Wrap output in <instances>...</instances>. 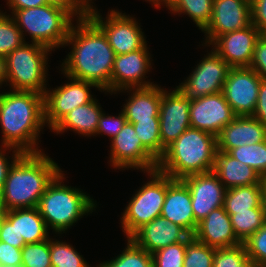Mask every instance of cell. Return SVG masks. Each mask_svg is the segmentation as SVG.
Segmentation results:
<instances>
[{
	"label": "cell",
	"instance_id": "cell-5",
	"mask_svg": "<svg viewBox=\"0 0 266 267\" xmlns=\"http://www.w3.org/2000/svg\"><path fill=\"white\" fill-rule=\"evenodd\" d=\"M64 180L65 175L61 170L48 184L37 205L48 229H53L58 235L66 233L71 226L97 207L96 201L89 194L79 188L65 185Z\"/></svg>",
	"mask_w": 266,
	"mask_h": 267
},
{
	"label": "cell",
	"instance_id": "cell-51",
	"mask_svg": "<svg viewBox=\"0 0 266 267\" xmlns=\"http://www.w3.org/2000/svg\"><path fill=\"white\" fill-rule=\"evenodd\" d=\"M5 84L4 58L0 56V87Z\"/></svg>",
	"mask_w": 266,
	"mask_h": 267
},
{
	"label": "cell",
	"instance_id": "cell-4",
	"mask_svg": "<svg viewBox=\"0 0 266 267\" xmlns=\"http://www.w3.org/2000/svg\"><path fill=\"white\" fill-rule=\"evenodd\" d=\"M217 137L209 132L188 128L170 144L157 169L173 179L213 171Z\"/></svg>",
	"mask_w": 266,
	"mask_h": 267
},
{
	"label": "cell",
	"instance_id": "cell-54",
	"mask_svg": "<svg viewBox=\"0 0 266 267\" xmlns=\"http://www.w3.org/2000/svg\"><path fill=\"white\" fill-rule=\"evenodd\" d=\"M3 218H4V210L0 209V226H1Z\"/></svg>",
	"mask_w": 266,
	"mask_h": 267
},
{
	"label": "cell",
	"instance_id": "cell-33",
	"mask_svg": "<svg viewBox=\"0 0 266 267\" xmlns=\"http://www.w3.org/2000/svg\"><path fill=\"white\" fill-rule=\"evenodd\" d=\"M50 259L52 267H91L71 244L53 238H50Z\"/></svg>",
	"mask_w": 266,
	"mask_h": 267
},
{
	"label": "cell",
	"instance_id": "cell-50",
	"mask_svg": "<svg viewBox=\"0 0 266 267\" xmlns=\"http://www.w3.org/2000/svg\"><path fill=\"white\" fill-rule=\"evenodd\" d=\"M87 13L95 10L92 0H75Z\"/></svg>",
	"mask_w": 266,
	"mask_h": 267
},
{
	"label": "cell",
	"instance_id": "cell-47",
	"mask_svg": "<svg viewBox=\"0 0 266 267\" xmlns=\"http://www.w3.org/2000/svg\"><path fill=\"white\" fill-rule=\"evenodd\" d=\"M47 5L55 6L66 11L73 19L88 17V13L75 0H45Z\"/></svg>",
	"mask_w": 266,
	"mask_h": 267
},
{
	"label": "cell",
	"instance_id": "cell-24",
	"mask_svg": "<svg viewBox=\"0 0 266 267\" xmlns=\"http://www.w3.org/2000/svg\"><path fill=\"white\" fill-rule=\"evenodd\" d=\"M124 91L128 93L133 91L121 108L127 122L133 124L138 121L159 119L162 88L158 84L149 87L128 88L120 92Z\"/></svg>",
	"mask_w": 266,
	"mask_h": 267
},
{
	"label": "cell",
	"instance_id": "cell-40",
	"mask_svg": "<svg viewBox=\"0 0 266 267\" xmlns=\"http://www.w3.org/2000/svg\"><path fill=\"white\" fill-rule=\"evenodd\" d=\"M243 244L252 264L255 267H266V223Z\"/></svg>",
	"mask_w": 266,
	"mask_h": 267
},
{
	"label": "cell",
	"instance_id": "cell-12",
	"mask_svg": "<svg viewBox=\"0 0 266 267\" xmlns=\"http://www.w3.org/2000/svg\"><path fill=\"white\" fill-rule=\"evenodd\" d=\"M230 68L212 49L177 87L190 99L220 93Z\"/></svg>",
	"mask_w": 266,
	"mask_h": 267
},
{
	"label": "cell",
	"instance_id": "cell-16",
	"mask_svg": "<svg viewBox=\"0 0 266 267\" xmlns=\"http://www.w3.org/2000/svg\"><path fill=\"white\" fill-rule=\"evenodd\" d=\"M151 56L147 43L136 51L116 55L111 72L110 94H117L119 91L128 88H141L153 86V82L145 81L150 72Z\"/></svg>",
	"mask_w": 266,
	"mask_h": 267
},
{
	"label": "cell",
	"instance_id": "cell-29",
	"mask_svg": "<svg viewBox=\"0 0 266 267\" xmlns=\"http://www.w3.org/2000/svg\"><path fill=\"white\" fill-rule=\"evenodd\" d=\"M236 237L243 243L266 223L264 204L229 215Z\"/></svg>",
	"mask_w": 266,
	"mask_h": 267
},
{
	"label": "cell",
	"instance_id": "cell-52",
	"mask_svg": "<svg viewBox=\"0 0 266 267\" xmlns=\"http://www.w3.org/2000/svg\"><path fill=\"white\" fill-rule=\"evenodd\" d=\"M175 0H157V8H160L161 5L168 8Z\"/></svg>",
	"mask_w": 266,
	"mask_h": 267
},
{
	"label": "cell",
	"instance_id": "cell-11",
	"mask_svg": "<svg viewBox=\"0 0 266 267\" xmlns=\"http://www.w3.org/2000/svg\"><path fill=\"white\" fill-rule=\"evenodd\" d=\"M110 149V166L118 170L132 168L145 173L158 167L159 161L142 145L132 123L126 122L121 131L111 139Z\"/></svg>",
	"mask_w": 266,
	"mask_h": 267
},
{
	"label": "cell",
	"instance_id": "cell-46",
	"mask_svg": "<svg viewBox=\"0 0 266 267\" xmlns=\"http://www.w3.org/2000/svg\"><path fill=\"white\" fill-rule=\"evenodd\" d=\"M252 24L260 31L266 34V0H250Z\"/></svg>",
	"mask_w": 266,
	"mask_h": 267
},
{
	"label": "cell",
	"instance_id": "cell-45",
	"mask_svg": "<svg viewBox=\"0 0 266 267\" xmlns=\"http://www.w3.org/2000/svg\"><path fill=\"white\" fill-rule=\"evenodd\" d=\"M7 150L9 151L13 150L11 159L7 157L8 155L5 154ZM22 154L23 153L19 151L18 149H15L10 146L1 145L0 147V192L3 188L4 182L7 178V174H8L10 167ZM9 160H11V162Z\"/></svg>",
	"mask_w": 266,
	"mask_h": 267
},
{
	"label": "cell",
	"instance_id": "cell-49",
	"mask_svg": "<svg viewBox=\"0 0 266 267\" xmlns=\"http://www.w3.org/2000/svg\"><path fill=\"white\" fill-rule=\"evenodd\" d=\"M9 6V9L12 10L13 13L16 10L20 9H28L35 8L39 6L46 5L45 0H7L6 3Z\"/></svg>",
	"mask_w": 266,
	"mask_h": 267
},
{
	"label": "cell",
	"instance_id": "cell-22",
	"mask_svg": "<svg viewBox=\"0 0 266 267\" xmlns=\"http://www.w3.org/2000/svg\"><path fill=\"white\" fill-rule=\"evenodd\" d=\"M192 236L216 249L234 247L242 243L236 237L230 216L223 206L214 209L201 220Z\"/></svg>",
	"mask_w": 266,
	"mask_h": 267
},
{
	"label": "cell",
	"instance_id": "cell-17",
	"mask_svg": "<svg viewBox=\"0 0 266 267\" xmlns=\"http://www.w3.org/2000/svg\"><path fill=\"white\" fill-rule=\"evenodd\" d=\"M191 128L209 132L216 137L235 117L222 92L190 99Z\"/></svg>",
	"mask_w": 266,
	"mask_h": 267
},
{
	"label": "cell",
	"instance_id": "cell-6",
	"mask_svg": "<svg viewBox=\"0 0 266 267\" xmlns=\"http://www.w3.org/2000/svg\"><path fill=\"white\" fill-rule=\"evenodd\" d=\"M51 51L41 44L24 42L9 53L4 58V75L10 90L34 91L44 95L48 80L47 60Z\"/></svg>",
	"mask_w": 266,
	"mask_h": 267
},
{
	"label": "cell",
	"instance_id": "cell-34",
	"mask_svg": "<svg viewBox=\"0 0 266 267\" xmlns=\"http://www.w3.org/2000/svg\"><path fill=\"white\" fill-rule=\"evenodd\" d=\"M24 42L26 41L12 16L0 10V56L5 58Z\"/></svg>",
	"mask_w": 266,
	"mask_h": 267
},
{
	"label": "cell",
	"instance_id": "cell-2",
	"mask_svg": "<svg viewBox=\"0 0 266 267\" xmlns=\"http://www.w3.org/2000/svg\"><path fill=\"white\" fill-rule=\"evenodd\" d=\"M2 145L22 153H40L38 142L44 129V95L34 91L0 93Z\"/></svg>",
	"mask_w": 266,
	"mask_h": 267
},
{
	"label": "cell",
	"instance_id": "cell-8",
	"mask_svg": "<svg viewBox=\"0 0 266 267\" xmlns=\"http://www.w3.org/2000/svg\"><path fill=\"white\" fill-rule=\"evenodd\" d=\"M146 173L151 180L132 195L122 213L120 222L126 238H130L143 225L159 217L162 211L168 188V175L158 169Z\"/></svg>",
	"mask_w": 266,
	"mask_h": 267
},
{
	"label": "cell",
	"instance_id": "cell-26",
	"mask_svg": "<svg viewBox=\"0 0 266 267\" xmlns=\"http://www.w3.org/2000/svg\"><path fill=\"white\" fill-rule=\"evenodd\" d=\"M98 100L94 99L88 103L80 105L67 113L51 130L62 134L67 130L81 134L83 137L95 136L98 122L103 113Z\"/></svg>",
	"mask_w": 266,
	"mask_h": 267
},
{
	"label": "cell",
	"instance_id": "cell-19",
	"mask_svg": "<svg viewBox=\"0 0 266 267\" xmlns=\"http://www.w3.org/2000/svg\"><path fill=\"white\" fill-rule=\"evenodd\" d=\"M181 180L191 193L192 209L197 223L211 211L224 205L226 188L213 171L189 175Z\"/></svg>",
	"mask_w": 266,
	"mask_h": 267
},
{
	"label": "cell",
	"instance_id": "cell-14",
	"mask_svg": "<svg viewBox=\"0 0 266 267\" xmlns=\"http://www.w3.org/2000/svg\"><path fill=\"white\" fill-rule=\"evenodd\" d=\"M261 77L250 67L230 68L222 93L236 116H252Z\"/></svg>",
	"mask_w": 266,
	"mask_h": 267
},
{
	"label": "cell",
	"instance_id": "cell-10",
	"mask_svg": "<svg viewBox=\"0 0 266 267\" xmlns=\"http://www.w3.org/2000/svg\"><path fill=\"white\" fill-rule=\"evenodd\" d=\"M64 76L70 81L54 89L46 88L44 93V118L49 129L74 108L90 103L94 99L90 89L98 88L94 83Z\"/></svg>",
	"mask_w": 266,
	"mask_h": 267
},
{
	"label": "cell",
	"instance_id": "cell-1",
	"mask_svg": "<svg viewBox=\"0 0 266 267\" xmlns=\"http://www.w3.org/2000/svg\"><path fill=\"white\" fill-rule=\"evenodd\" d=\"M72 23L65 46L72 45L61 65V72L71 78L94 83L99 91L110 94L115 53L103 31L89 18Z\"/></svg>",
	"mask_w": 266,
	"mask_h": 267
},
{
	"label": "cell",
	"instance_id": "cell-3",
	"mask_svg": "<svg viewBox=\"0 0 266 267\" xmlns=\"http://www.w3.org/2000/svg\"><path fill=\"white\" fill-rule=\"evenodd\" d=\"M61 171L49 155L23 153L10 167L0 192V209L37 207L48 184Z\"/></svg>",
	"mask_w": 266,
	"mask_h": 267
},
{
	"label": "cell",
	"instance_id": "cell-30",
	"mask_svg": "<svg viewBox=\"0 0 266 267\" xmlns=\"http://www.w3.org/2000/svg\"><path fill=\"white\" fill-rule=\"evenodd\" d=\"M168 9L174 16L188 15L202 31L211 19L213 0H175Z\"/></svg>",
	"mask_w": 266,
	"mask_h": 267
},
{
	"label": "cell",
	"instance_id": "cell-41",
	"mask_svg": "<svg viewBox=\"0 0 266 267\" xmlns=\"http://www.w3.org/2000/svg\"><path fill=\"white\" fill-rule=\"evenodd\" d=\"M0 241L16 248L24 246L15 226V209L4 211V218L0 226Z\"/></svg>",
	"mask_w": 266,
	"mask_h": 267
},
{
	"label": "cell",
	"instance_id": "cell-48",
	"mask_svg": "<svg viewBox=\"0 0 266 267\" xmlns=\"http://www.w3.org/2000/svg\"><path fill=\"white\" fill-rule=\"evenodd\" d=\"M252 116L266 126V80L264 79H261L257 104Z\"/></svg>",
	"mask_w": 266,
	"mask_h": 267
},
{
	"label": "cell",
	"instance_id": "cell-25",
	"mask_svg": "<svg viewBox=\"0 0 266 267\" xmlns=\"http://www.w3.org/2000/svg\"><path fill=\"white\" fill-rule=\"evenodd\" d=\"M213 172L226 189L264 184V179L250 166L234 159L228 153L217 151Z\"/></svg>",
	"mask_w": 266,
	"mask_h": 267
},
{
	"label": "cell",
	"instance_id": "cell-27",
	"mask_svg": "<svg viewBox=\"0 0 266 267\" xmlns=\"http://www.w3.org/2000/svg\"><path fill=\"white\" fill-rule=\"evenodd\" d=\"M15 226L24 245L50 239L47 224L37 207L15 209Z\"/></svg>",
	"mask_w": 266,
	"mask_h": 267
},
{
	"label": "cell",
	"instance_id": "cell-42",
	"mask_svg": "<svg viewBox=\"0 0 266 267\" xmlns=\"http://www.w3.org/2000/svg\"><path fill=\"white\" fill-rule=\"evenodd\" d=\"M126 122L127 119L122 110L118 116H109L103 112L98 122L96 135L106 134L111 140L121 131Z\"/></svg>",
	"mask_w": 266,
	"mask_h": 267
},
{
	"label": "cell",
	"instance_id": "cell-37",
	"mask_svg": "<svg viewBox=\"0 0 266 267\" xmlns=\"http://www.w3.org/2000/svg\"><path fill=\"white\" fill-rule=\"evenodd\" d=\"M213 267H255L248 258L243 243L228 248H217L213 258Z\"/></svg>",
	"mask_w": 266,
	"mask_h": 267
},
{
	"label": "cell",
	"instance_id": "cell-7",
	"mask_svg": "<svg viewBox=\"0 0 266 267\" xmlns=\"http://www.w3.org/2000/svg\"><path fill=\"white\" fill-rule=\"evenodd\" d=\"M11 16L21 31L24 41L25 36L29 35L32 43L41 44L52 51L64 46L69 29L74 22L66 11L47 4L16 10Z\"/></svg>",
	"mask_w": 266,
	"mask_h": 267
},
{
	"label": "cell",
	"instance_id": "cell-38",
	"mask_svg": "<svg viewBox=\"0 0 266 267\" xmlns=\"http://www.w3.org/2000/svg\"><path fill=\"white\" fill-rule=\"evenodd\" d=\"M22 267H52L50 239L25 244L21 249Z\"/></svg>",
	"mask_w": 266,
	"mask_h": 267
},
{
	"label": "cell",
	"instance_id": "cell-55",
	"mask_svg": "<svg viewBox=\"0 0 266 267\" xmlns=\"http://www.w3.org/2000/svg\"><path fill=\"white\" fill-rule=\"evenodd\" d=\"M145 1H149L151 4L153 3L152 6L157 8V0H145Z\"/></svg>",
	"mask_w": 266,
	"mask_h": 267
},
{
	"label": "cell",
	"instance_id": "cell-44",
	"mask_svg": "<svg viewBox=\"0 0 266 267\" xmlns=\"http://www.w3.org/2000/svg\"><path fill=\"white\" fill-rule=\"evenodd\" d=\"M21 249L0 241V267H22Z\"/></svg>",
	"mask_w": 266,
	"mask_h": 267
},
{
	"label": "cell",
	"instance_id": "cell-18",
	"mask_svg": "<svg viewBox=\"0 0 266 267\" xmlns=\"http://www.w3.org/2000/svg\"><path fill=\"white\" fill-rule=\"evenodd\" d=\"M262 34L253 25L219 36L212 49L231 67H250L257 40ZM214 46V47H213Z\"/></svg>",
	"mask_w": 266,
	"mask_h": 267
},
{
	"label": "cell",
	"instance_id": "cell-31",
	"mask_svg": "<svg viewBox=\"0 0 266 267\" xmlns=\"http://www.w3.org/2000/svg\"><path fill=\"white\" fill-rule=\"evenodd\" d=\"M127 246L114 259L101 262L97 267H153L152 254L127 238Z\"/></svg>",
	"mask_w": 266,
	"mask_h": 267
},
{
	"label": "cell",
	"instance_id": "cell-53",
	"mask_svg": "<svg viewBox=\"0 0 266 267\" xmlns=\"http://www.w3.org/2000/svg\"><path fill=\"white\" fill-rule=\"evenodd\" d=\"M263 204L266 213V179H264V186H263Z\"/></svg>",
	"mask_w": 266,
	"mask_h": 267
},
{
	"label": "cell",
	"instance_id": "cell-36",
	"mask_svg": "<svg viewBox=\"0 0 266 267\" xmlns=\"http://www.w3.org/2000/svg\"><path fill=\"white\" fill-rule=\"evenodd\" d=\"M133 126L142 145L159 161L161 159L159 119L138 121L133 123Z\"/></svg>",
	"mask_w": 266,
	"mask_h": 267
},
{
	"label": "cell",
	"instance_id": "cell-35",
	"mask_svg": "<svg viewBox=\"0 0 266 267\" xmlns=\"http://www.w3.org/2000/svg\"><path fill=\"white\" fill-rule=\"evenodd\" d=\"M215 249L190 236L185 242L183 267H213Z\"/></svg>",
	"mask_w": 266,
	"mask_h": 267
},
{
	"label": "cell",
	"instance_id": "cell-13",
	"mask_svg": "<svg viewBox=\"0 0 266 267\" xmlns=\"http://www.w3.org/2000/svg\"><path fill=\"white\" fill-rule=\"evenodd\" d=\"M189 110L190 98L177 86L171 92L162 88L159 109L161 158L166 148L191 127Z\"/></svg>",
	"mask_w": 266,
	"mask_h": 267
},
{
	"label": "cell",
	"instance_id": "cell-21",
	"mask_svg": "<svg viewBox=\"0 0 266 267\" xmlns=\"http://www.w3.org/2000/svg\"><path fill=\"white\" fill-rule=\"evenodd\" d=\"M160 216L180 225L191 236L197 228L195 221L191 193L181 179L168 176V188Z\"/></svg>",
	"mask_w": 266,
	"mask_h": 267
},
{
	"label": "cell",
	"instance_id": "cell-15",
	"mask_svg": "<svg viewBox=\"0 0 266 267\" xmlns=\"http://www.w3.org/2000/svg\"><path fill=\"white\" fill-rule=\"evenodd\" d=\"M252 24L250 0H213V11L205 33L203 46L209 47L219 36L244 29Z\"/></svg>",
	"mask_w": 266,
	"mask_h": 267
},
{
	"label": "cell",
	"instance_id": "cell-23",
	"mask_svg": "<svg viewBox=\"0 0 266 267\" xmlns=\"http://www.w3.org/2000/svg\"><path fill=\"white\" fill-rule=\"evenodd\" d=\"M266 140V126L253 116H236L217 136V151L228 153L243 145Z\"/></svg>",
	"mask_w": 266,
	"mask_h": 267
},
{
	"label": "cell",
	"instance_id": "cell-20",
	"mask_svg": "<svg viewBox=\"0 0 266 267\" xmlns=\"http://www.w3.org/2000/svg\"><path fill=\"white\" fill-rule=\"evenodd\" d=\"M190 234L180 225L159 216L143 225L130 238L148 253L179 242H186Z\"/></svg>",
	"mask_w": 266,
	"mask_h": 267
},
{
	"label": "cell",
	"instance_id": "cell-9",
	"mask_svg": "<svg viewBox=\"0 0 266 267\" xmlns=\"http://www.w3.org/2000/svg\"><path fill=\"white\" fill-rule=\"evenodd\" d=\"M99 12L95 9L88 13V17L106 35L115 55L136 51L147 43L144 32L135 17L123 14L116 9L108 10L105 18Z\"/></svg>",
	"mask_w": 266,
	"mask_h": 267
},
{
	"label": "cell",
	"instance_id": "cell-32",
	"mask_svg": "<svg viewBox=\"0 0 266 267\" xmlns=\"http://www.w3.org/2000/svg\"><path fill=\"white\" fill-rule=\"evenodd\" d=\"M228 154L252 167L262 179H266V140L231 149Z\"/></svg>",
	"mask_w": 266,
	"mask_h": 267
},
{
	"label": "cell",
	"instance_id": "cell-43",
	"mask_svg": "<svg viewBox=\"0 0 266 267\" xmlns=\"http://www.w3.org/2000/svg\"><path fill=\"white\" fill-rule=\"evenodd\" d=\"M262 79L266 80V35L262 34L256 42L254 56L250 65Z\"/></svg>",
	"mask_w": 266,
	"mask_h": 267
},
{
	"label": "cell",
	"instance_id": "cell-28",
	"mask_svg": "<svg viewBox=\"0 0 266 267\" xmlns=\"http://www.w3.org/2000/svg\"><path fill=\"white\" fill-rule=\"evenodd\" d=\"M263 186L264 184H254L226 189L223 205L225 211L232 215L258 208L263 203Z\"/></svg>",
	"mask_w": 266,
	"mask_h": 267
},
{
	"label": "cell",
	"instance_id": "cell-39",
	"mask_svg": "<svg viewBox=\"0 0 266 267\" xmlns=\"http://www.w3.org/2000/svg\"><path fill=\"white\" fill-rule=\"evenodd\" d=\"M153 267H183L185 242L168 245L152 254Z\"/></svg>",
	"mask_w": 266,
	"mask_h": 267
}]
</instances>
